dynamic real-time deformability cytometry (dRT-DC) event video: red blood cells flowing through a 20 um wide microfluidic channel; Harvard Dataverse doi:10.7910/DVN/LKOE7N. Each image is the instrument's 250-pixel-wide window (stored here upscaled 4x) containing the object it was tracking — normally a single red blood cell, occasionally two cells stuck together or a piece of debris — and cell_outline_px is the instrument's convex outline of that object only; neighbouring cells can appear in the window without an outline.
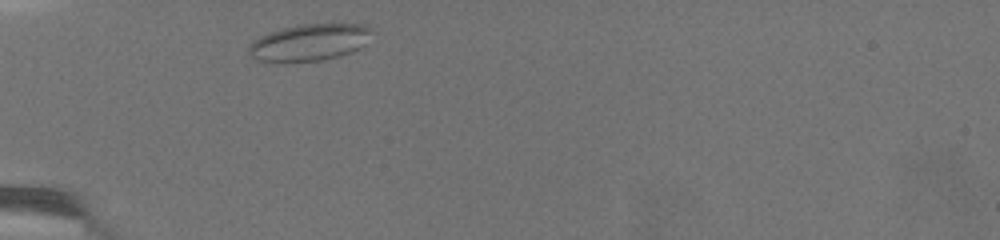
{"species": "common noctule bat (a hibernating species)", "species_latin": "Nyctalus noctula", "temperature_condition": "warm", "stored_images_in_passage": 29, "camera_frame_rate_fps": 3000, "um_per_image_px": 0.085, "animal": {"sex": "female", "body_mass_g": 19.5, "forearm_length_mm": 54.1}, "frame": {"image": 1, "passage_image": 1, "time_ms": 0.0, "image_size_px": [1000, 240], "cell_outline_px": [[372, 28], [364, 44], [360, 48], [352, 52], [340, 56], [320, 60], [284, 64], [256, 60], [248, 52], [248, 48], [252, 40], [268, 32], [300, 24], [364, 24]], "centroid_in_image_um": [26.24, 3.63], "position_along_channel_um": 58.8, "area_um2": 26.76}}
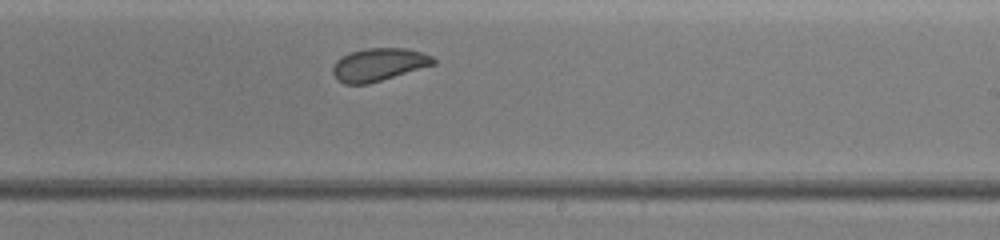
{"frame": {"image": 2, "passage_image": 17, "time_ms": 7.0, "image_size_px": [1000, 240], "cell_outline_px": [[436, 64], [368, 84], [344, 84], [332, 72], [332, 68], [336, 60], [352, 52], [364, 48], [404, 48], [420, 52], [432, 56], [436, 60]], "centroid_in_image_um": [32.21, 5.49], "position_along_channel_um": 256.8, "area_um2": 19.02}}
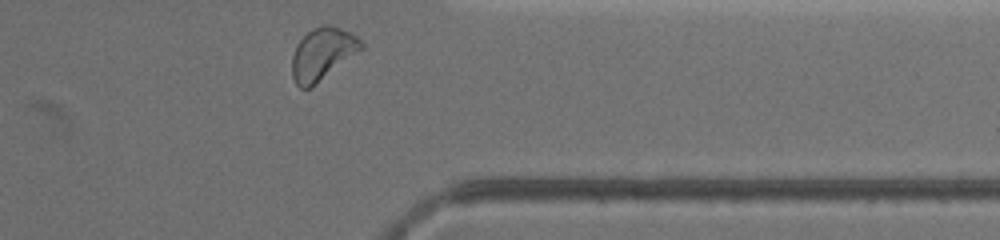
{"frame": {"image": 3, "passage_image": 28, "time_ms": 11.333, "image_size_px": [1000, 240], "cell_outline_px": [[364, 48], [308, 88], [300, 88], [296, 84], [292, 76], [292, 56], [296, 44], [312, 28], [324, 24], [328, 24], [340, 28], [356, 36], [364, 44]], "centroid_in_image_um": [27.39, 4.55], "position_along_channel_um": 384.0, "area_um2": 20.58}, "authors_computed_cell_mechanics": {"area_um2": 19.5364, "velocity_mm_per_s": 3.0229, "shape_relaxation_time_tau1_ms": null, "shape_relaxation_time_tau2_ms": 1.8507, "deformation_change_tau1": null, "deformation_change_tau2": 0.0765}}